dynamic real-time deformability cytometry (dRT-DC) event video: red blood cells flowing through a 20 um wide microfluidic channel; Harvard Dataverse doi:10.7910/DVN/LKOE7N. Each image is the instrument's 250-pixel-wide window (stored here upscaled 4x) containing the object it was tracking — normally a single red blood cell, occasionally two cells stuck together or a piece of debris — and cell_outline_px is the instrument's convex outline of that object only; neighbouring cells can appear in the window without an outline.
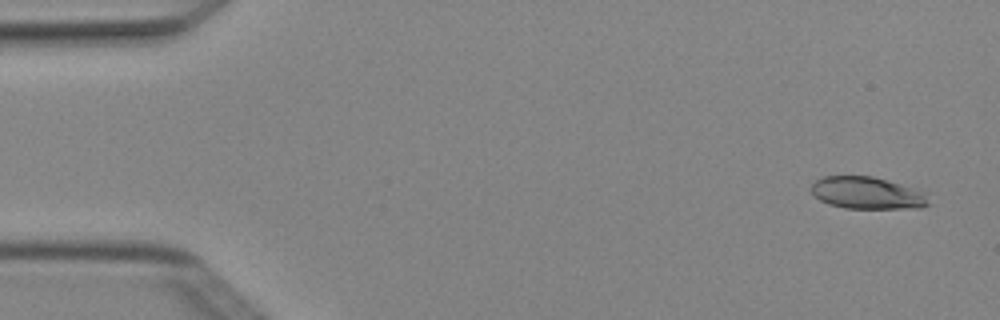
{"species": "Egyptian fruit bat (a non-hibernating species)", "species_latin": "Rousettus aegyptiacus", "temperature_condition": "cold", "stored_images_in_passage": 5, "camera_frame_rate_fps": 3000, "um_per_image_px": 0.085, "animal": {"sex": "female"}, "frame": {"image": 1, "passage_image": 1, "time_ms": 0.0, "image_size_px": [1000, 320], "cell_outline_px": [[932, 204], [920, 208], [844, 208], [828, 204], [820, 200], [812, 192], [812, 184], [816, 180], [824, 176], [872, 176], [928, 192]], "centroid_in_image_um": [73.79, 16.41], "position_along_channel_um": 11.2, "area_um2": 22.14}}
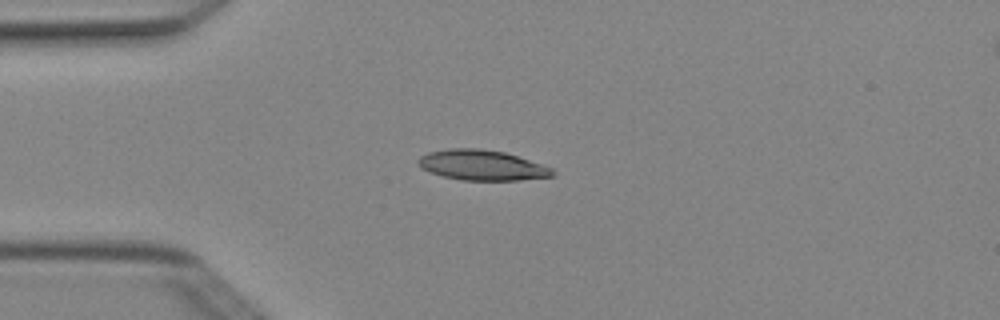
{"frame": {"image": 2, "passage_image": 3, "time_ms": 0.667, "image_size_px": [1000, 320], "cell_outline_px": [[556, 172], [552, 176], [520, 180], [460, 180], [444, 176], [420, 168], [416, 160], [420, 156], [428, 152], [448, 148], [480, 148], [504, 152], [552, 168]], "centroid_in_image_um": [40.92, 14.03], "position_along_channel_um": 44.1, "area_um2": 23.58}}
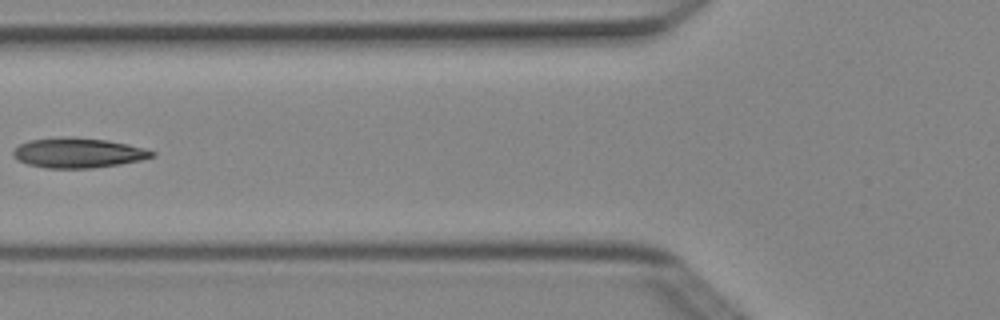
{"frame": {"image": 3, "passage_image": 5, "time_ms": 1.333, "image_size_px": [1000, 320], "cell_outline_px": [[156, 156], [140, 160], [120, 164], [92, 168], [48, 168], [28, 164], [16, 160], [12, 156], [12, 152], [20, 144], [28, 140], [60, 136], [72, 136], [108, 140], [128, 144], [144, 148], [156, 152]], "centroid_in_image_um": [6.63, 12.98], "position_along_channel_um": 119.2, "area_um2": 24.51}}